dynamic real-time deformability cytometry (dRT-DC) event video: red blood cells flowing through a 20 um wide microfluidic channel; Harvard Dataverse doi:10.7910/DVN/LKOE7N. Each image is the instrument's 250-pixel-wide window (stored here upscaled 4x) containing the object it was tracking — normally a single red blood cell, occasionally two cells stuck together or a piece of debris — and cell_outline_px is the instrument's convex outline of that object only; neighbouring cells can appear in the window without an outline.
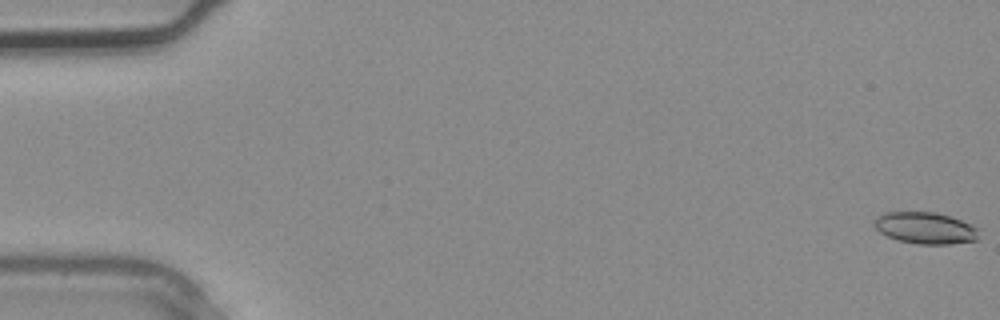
{"species": "common noctule bat (a hibernating species)", "species_latin": "Nyctalus noctula", "temperature_condition": "warm", "stored_images_in_passage": 4, "camera_frame_rate_fps": 3000, "um_per_image_px": 0.085, "animal": {"sex": "male", "body_mass_g": 20.4}, "frame": {"image": 1, "passage_image": 1, "time_ms": 0.0, "image_size_px": [1000, 320], "cell_outline_px": [[980, 228], [976, 240], [948, 244], [920, 244], [896, 240], [880, 232], [872, 224], [876, 216], [884, 212], [936, 212], [972, 224]], "centroid_in_image_um": [78.63, 19.37], "position_along_channel_um": 6.4, "area_um2": 19.36}}